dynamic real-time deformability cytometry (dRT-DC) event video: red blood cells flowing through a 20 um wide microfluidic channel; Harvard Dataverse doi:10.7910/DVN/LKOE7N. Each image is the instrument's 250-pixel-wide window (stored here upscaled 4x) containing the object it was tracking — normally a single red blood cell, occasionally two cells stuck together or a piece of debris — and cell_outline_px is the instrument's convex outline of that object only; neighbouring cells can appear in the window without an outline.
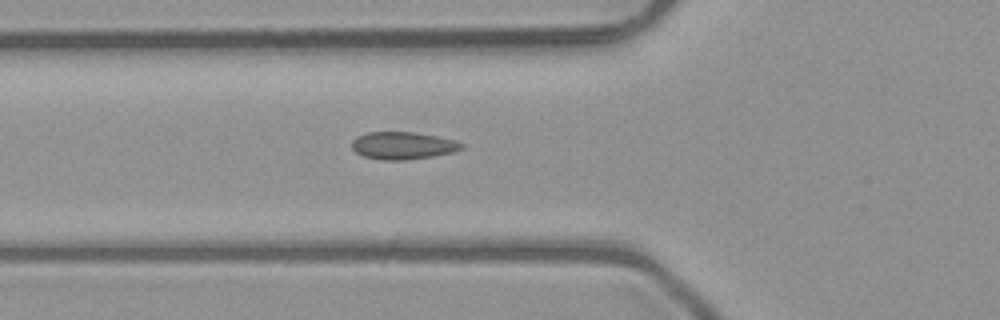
{"species": "common noctule bat (a hibernating species)", "species_latin": "Nyctalus noctula", "temperature_condition": "room temperature", "stored_images_in_passage": 6, "camera_frame_rate_fps": 3000, "um_per_image_px": 0.085, "animal": {"sex": "male", "body_mass_g": 23.1, "forearm_length_mm": 52.7}, "frame": {"image": 1, "passage_image": 6, "time_ms": 1.667, "image_size_px": [1000, 320], "cell_outline_px": [[464, 148], [452, 152], [432, 156], [404, 160], [380, 160], [364, 156], [356, 152], [352, 148], [352, 140], [356, 136], [368, 132], [412, 132], [436, 136], [456, 140], [464, 144]], "centroid_in_image_um": [34.23, 12.37], "position_along_channel_um": 91.6, "area_um2": 17.51}}